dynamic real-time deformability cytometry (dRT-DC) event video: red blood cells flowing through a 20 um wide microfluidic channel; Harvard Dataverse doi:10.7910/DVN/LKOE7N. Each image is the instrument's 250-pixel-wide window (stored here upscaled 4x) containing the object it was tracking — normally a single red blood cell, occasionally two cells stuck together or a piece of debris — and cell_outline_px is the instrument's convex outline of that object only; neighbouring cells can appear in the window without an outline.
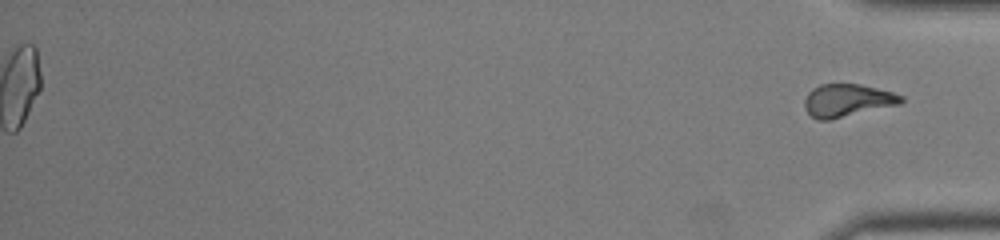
{"species": "common noctule bat (a hibernating species)", "species_latin": "Nyctalus noctula", "temperature_condition": "room temperature", "stored_images_in_passage": 38, "segment_of_instrument_passage": [2, 2], "camera_frame_rate_fps": 3000, "um_per_image_px": 0.085, "animal": {"sex": "female", "body_mass_g": 22.0, "forearm_length_mm": 56.7}, "frame": {"image": 1, "passage_image": 38, "time_ms": 12.333, "image_size_px": [1000, 240], "cell_outline_px": [[904, 100], [900, 104], [832, 120], [816, 120], [804, 108], [804, 100], [808, 92], [812, 88], [820, 84], [860, 84], [892, 92], [904, 96]], "centroid_in_image_um": [72.01, 8.54], "position_along_channel_um": 363.2, "area_um2": 18.61}}